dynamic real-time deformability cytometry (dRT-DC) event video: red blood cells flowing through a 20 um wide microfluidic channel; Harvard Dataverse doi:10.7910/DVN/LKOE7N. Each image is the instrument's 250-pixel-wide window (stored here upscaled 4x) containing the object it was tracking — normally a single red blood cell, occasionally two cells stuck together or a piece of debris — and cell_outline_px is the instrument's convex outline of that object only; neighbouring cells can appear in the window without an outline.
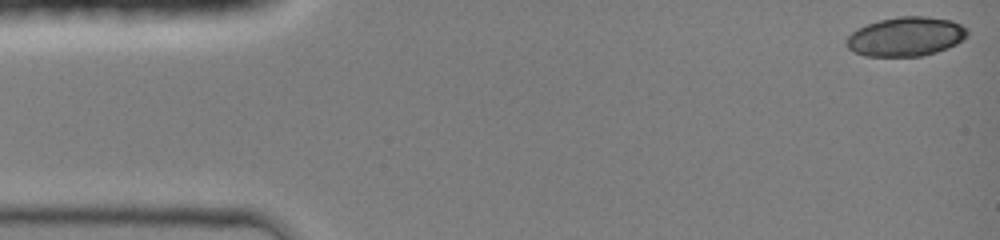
{"species": "common noctule bat (a hibernating species)", "species_latin": "Nyctalus noctula", "temperature_condition": "room temperature", "stored_images_in_passage": 18, "camera_frame_rate_fps": 3000, "um_per_image_px": 0.085, "animal": {"sex": "female", "body_mass_g": 19.0, "forearm_length_mm": 51.5}, "frame": {"image": 1, "passage_image": 1, "time_ms": 0.0, "image_size_px": [1000, 240], "cell_outline_px": [[968, 36], [956, 44], [936, 52], [920, 56], [864, 56], [852, 52], [848, 48], [848, 36], [856, 28], [880, 20], [900, 16], [928, 16], [952, 20], [968, 28]], "centroid_in_image_um": [77.02, 3.1], "position_along_channel_um": 8.0, "area_um2": 27.69}}
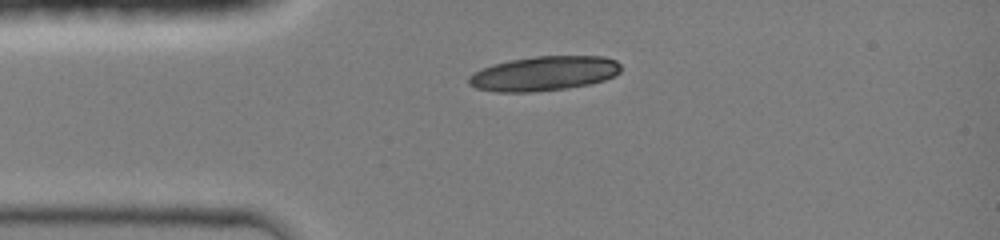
{"frame": {"image": 2, "passage_image": 8, "time_ms": 2.333, "image_size_px": [1000, 240], "cell_outline_px": [[620, 72], [604, 80], [588, 84], [568, 88], [532, 92], [496, 92], [476, 88], [468, 84], [468, 76], [472, 72], [492, 64], [512, 60], [536, 56], [604, 56], [616, 60], [620, 64]], "centroid_in_image_um": [46.21, 6.25], "position_along_channel_um": 38.8, "area_um2": 30.69}}